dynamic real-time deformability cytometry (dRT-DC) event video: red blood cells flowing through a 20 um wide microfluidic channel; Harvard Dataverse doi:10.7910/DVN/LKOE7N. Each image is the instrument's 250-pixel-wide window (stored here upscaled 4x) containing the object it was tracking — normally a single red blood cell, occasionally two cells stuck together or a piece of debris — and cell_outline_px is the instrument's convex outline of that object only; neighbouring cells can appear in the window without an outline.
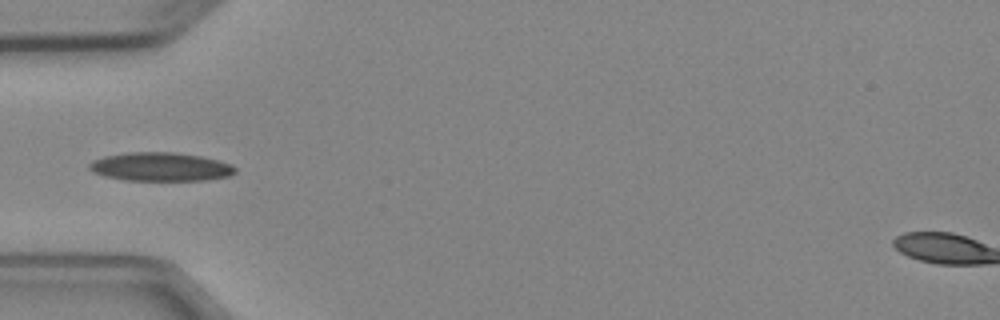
{"species": "Egyptian fruit bat (a non-hibernating species)", "species_latin": "Rousettus aegyptiacus", "temperature_condition": "cold", "stored_images_in_passage": 5, "camera_frame_rate_fps": 3000, "um_per_image_px": 0.085, "animal": {"sex": "female"}, "frame": {"image": 1, "passage_image": 3, "time_ms": 3.333, "image_size_px": [1000, 320], "cell_outline_px": [[236, 172], [228, 176], [208, 180], [124, 180], [104, 176], [92, 172], [88, 168], [88, 164], [92, 160], [104, 156], [128, 152], [172, 152], [200, 156], [216, 160], [228, 164], [236, 168]], "centroid_in_image_um": [13.58, 14.18], "position_along_channel_um": 71.4, "area_um2": 24.28}}